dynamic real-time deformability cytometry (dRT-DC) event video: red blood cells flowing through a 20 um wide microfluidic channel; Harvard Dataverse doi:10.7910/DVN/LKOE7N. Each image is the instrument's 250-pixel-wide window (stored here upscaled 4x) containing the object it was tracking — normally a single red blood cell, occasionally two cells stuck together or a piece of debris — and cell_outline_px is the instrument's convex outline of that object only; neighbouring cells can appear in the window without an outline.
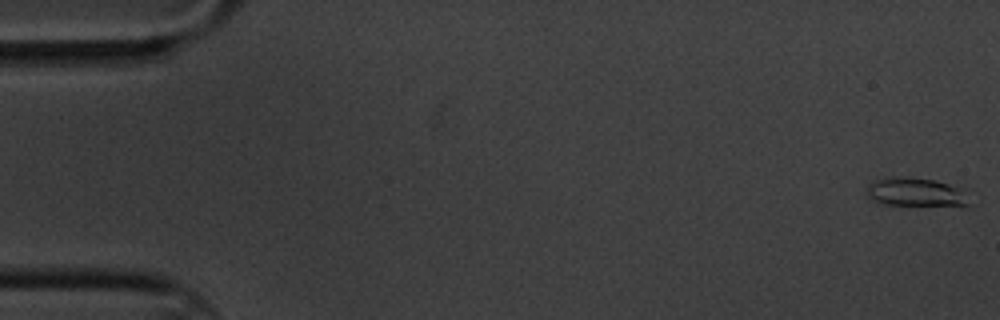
{"species": "common noctule bat (a hibernating species)", "species_latin": "Nyctalus noctula", "temperature_condition": "cold", "stored_images_in_passage": 60, "camera_frame_rate_fps": 3000, "um_per_image_px": 0.085, "animal": {"sex": "male", "body_mass_g": 20.1, "forearm_length_mm": 53.5}, "frame": {"image": 1, "passage_image": 1, "time_ms": 0.0, "image_size_px": [1000, 320], "cell_outline_px": [[968, 204], [964, 208], [880, 204], [872, 200], [868, 196], [868, 184], [872, 180], [892, 176], [932, 180], [948, 184], [960, 188]], "centroid_in_image_um": [77.82, 16.39], "position_along_channel_um": 7.2, "area_um2": 17.46}}
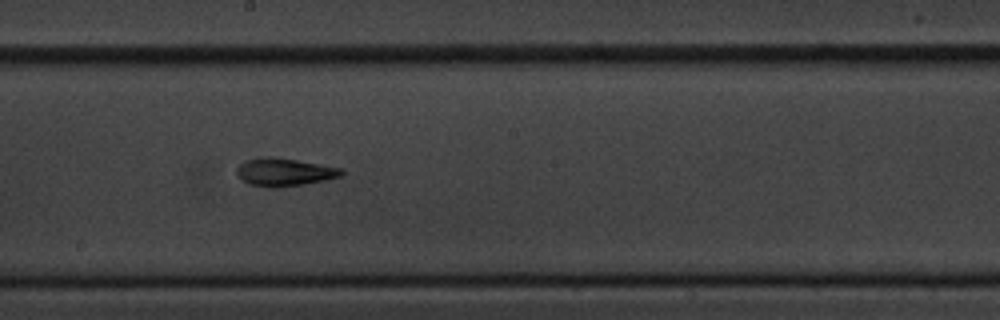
{"frame": {"image": 2, "passage_image": 33, "time_ms": 10.667, "image_size_px": [1000, 320], "cell_outline_px": [[344, 172], [340, 176], [328, 180], [304, 184], [276, 188], [268, 188], [248, 184], [236, 172], [236, 168], [244, 160], [268, 156], [272, 156], [344, 168]], "centroid_in_image_um": [24.18, 14.63], "position_along_channel_um": 224.0, "area_um2": 17.17}}
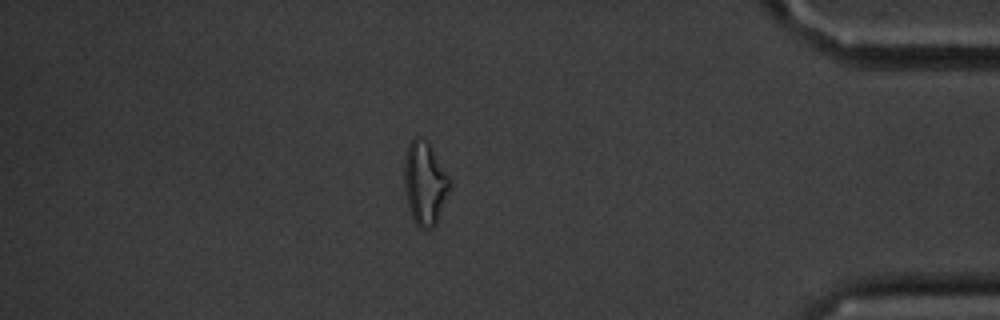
{"frame": {"image": 3, "passage_image": 52, "time_ms": 17.0, "image_size_px": [1000, 320], "cell_outline_px": [[452, 184], [436, 224], [432, 228], [420, 228], [412, 220], [408, 208], [404, 188], [404, 160], [408, 144], [416, 136], [420, 136], [428, 144]], "centroid_in_image_um": [36.07, 15.63], "position_along_channel_um": 399.1, "area_um2": 21.79}, "authors_computed_cell_mechanics": {"area_um2": 16.1551, "velocity_mm_per_s": 3.3284, "shape_relaxation_time_tau1_ms": 5.5415, "shape_relaxation_time_tau2_ms": 3.4568, "deformation_change_tau1": 0.1755, "deformation_change_tau2": 0.1264}}